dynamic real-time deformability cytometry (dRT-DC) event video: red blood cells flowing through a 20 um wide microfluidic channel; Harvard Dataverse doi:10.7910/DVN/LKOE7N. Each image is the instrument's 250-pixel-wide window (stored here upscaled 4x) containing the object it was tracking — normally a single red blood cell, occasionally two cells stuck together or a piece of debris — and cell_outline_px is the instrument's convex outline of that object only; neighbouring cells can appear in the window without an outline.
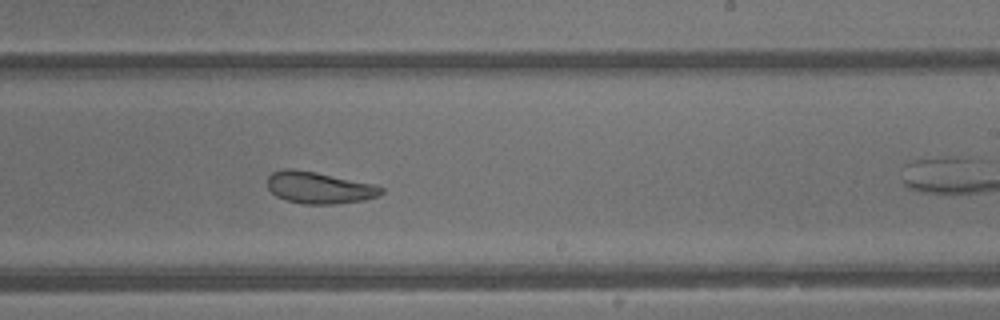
{"species": "common noctule bat (a hibernating species)", "species_latin": "Nyctalus noctula", "temperature_condition": "warm", "stored_images_in_passage": 28, "camera_frame_rate_fps": 3000, "um_per_image_px": 0.085, "animal": {"sex": "male", "body_mass_g": 13.3}, "frame": {"image": 1, "passage_image": 16, "time_ms": 5.0, "image_size_px": [1000, 320], "cell_outline_px": [[384, 192], [376, 196], [364, 200], [332, 204], [304, 204], [284, 200], [276, 196], [268, 188], [268, 176], [272, 172], [284, 168], [292, 168], [316, 172], [372, 184], [384, 188]], "centroid_in_image_um": [27.08, 15.95], "position_along_channel_um": 261.9, "area_um2": 20.98}, "authors_computed_cell_mechanics": {"area_um2": 21.6172, "velocity_mm_per_s": 4.8207, "shape_relaxation_time_tau1_ms": 4.6655, "shape_relaxation_time_tau2_ms": 1.7154, "deformation_change_tau1": 0.1289, "deformation_change_tau2": 0.0846}}